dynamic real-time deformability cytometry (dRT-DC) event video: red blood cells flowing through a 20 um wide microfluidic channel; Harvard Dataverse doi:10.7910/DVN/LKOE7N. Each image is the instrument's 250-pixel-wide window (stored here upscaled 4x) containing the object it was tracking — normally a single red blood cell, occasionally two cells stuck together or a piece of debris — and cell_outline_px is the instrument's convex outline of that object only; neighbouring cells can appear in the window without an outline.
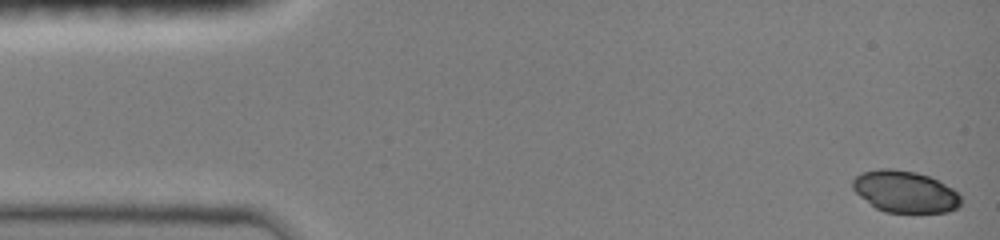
{"species": "common noctule bat (a hibernating species)", "species_latin": "Nyctalus noctula", "temperature_condition": "room temperature", "stored_images_in_passage": 8, "camera_frame_rate_fps": 3000, "um_per_image_px": 0.085, "animal": {"sex": "female", "body_mass_g": 19.0, "forearm_length_mm": 51.5}, "frame": {"image": 1, "passage_image": 1, "time_ms": 0.0, "image_size_px": [1000, 240], "cell_outline_px": [[960, 204], [956, 208], [948, 212], [884, 212], [876, 208], [860, 196], [852, 188], [852, 180], [860, 172], [880, 168], [892, 168], [916, 172], [940, 180], [952, 188], [960, 196]], "centroid_in_image_um": [76.91, 16.27], "position_along_channel_um": 8.1, "area_um2": 26.36}}